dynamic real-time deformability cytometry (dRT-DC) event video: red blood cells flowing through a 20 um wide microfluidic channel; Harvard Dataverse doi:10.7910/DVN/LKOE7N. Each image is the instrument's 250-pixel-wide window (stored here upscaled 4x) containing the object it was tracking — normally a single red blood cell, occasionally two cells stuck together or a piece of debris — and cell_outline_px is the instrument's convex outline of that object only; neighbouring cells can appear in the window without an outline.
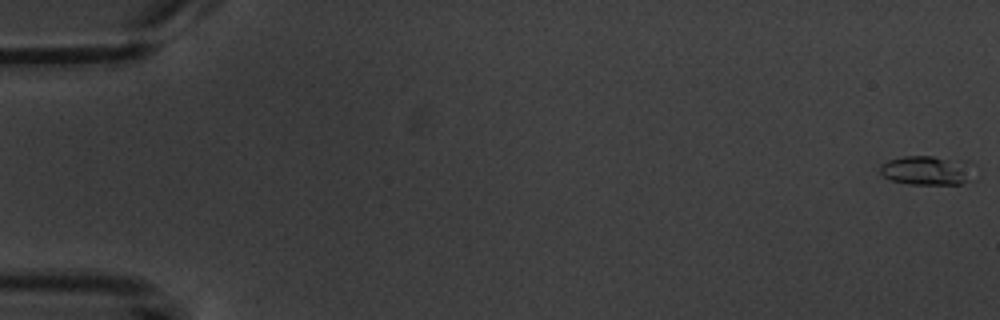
{"species": "common noctule bat (a hibernating species)", "species_latin": "Nyctalus noctula", "temperature_condition": "warm", "stored_images_in_passage": 6, "camera_frame_rate_fps": 3000, "um_per_image_px": 0.085, "animal": {"sex": "male", "body_mass_g": 20.1, "forearm_length_mm": 53.5}, "frame": {"image": 1, "passage_image": 1, "time_ms": 0.0, "image_size_px": [1000, 320], "cell_outline_px": [[976, 180], [960, 184], [908, 184], [892, 180], [884, 176], [880, 172], [880, 168], [888, 160], [904, 156], [932, 156], [968, 160], [972, 164]], "centroid_in_image_um": [78.93, 14.48], "position_along_channel_um": 6.1, "area_um2": 16.47}}
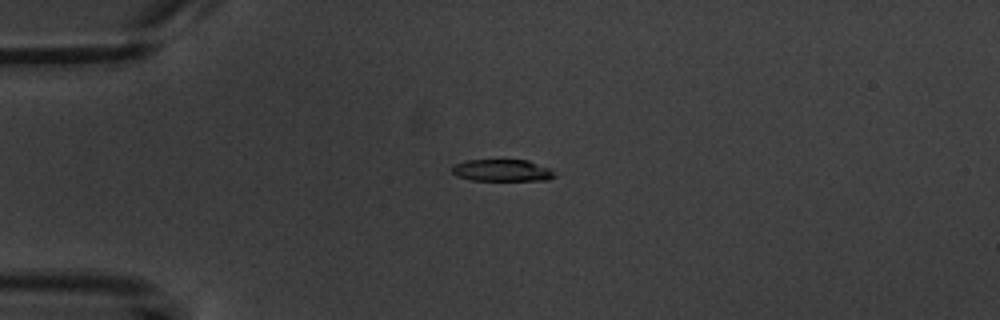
{"frame": {"image": 2, "passage_image": 5, "time_ms": 4.667, "image_size_px": [1000, 320], "cell_outline_px": [[556, 176], [548, 180], [472, 180], [456, 176], [452, 172], [452, 164], [468, 160], [528, 160], [548, 168]], "centroid_in_image_um": [42.63, 14.48], "position_along_channel_um": 42.4, "area_um2": 13.01}}